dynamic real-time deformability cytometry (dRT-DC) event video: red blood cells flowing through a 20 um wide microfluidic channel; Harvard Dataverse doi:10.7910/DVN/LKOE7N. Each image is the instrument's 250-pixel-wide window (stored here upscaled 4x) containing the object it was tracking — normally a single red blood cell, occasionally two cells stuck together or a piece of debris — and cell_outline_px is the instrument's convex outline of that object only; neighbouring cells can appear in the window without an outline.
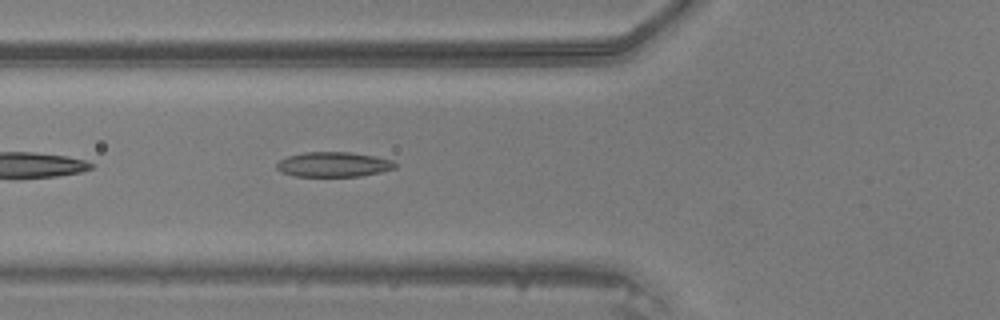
{"species": "common noctule bat (a hibernating species)", "species_latin": "Nyctalus noctula", "temperature_condition": "warm", "stored_images_in_passage": 36, "camera_frame_rate_fps": 3000, "um_per_image_px": 0.085, "animal": {"sex": "male", "body_mass_g": 20.5, "forearm_length_mm": 52.5}, "frame": {"image": 1, "passage_image": 6, "time_ms": 1.667, "image_size_px": [1000, 320], "cell_outline_px": [[400, 164], [396, 168], [380, 172], [360, 176], [296, 176], [280, 172], [276, 168], [276, 164], [280, 160], [288, 156], [304, 152], [348, 152], [376, 156], [392, 160]], "centroid_in_image_um": [28.38, 13.97], "position_along_channel_um": 97.4, "area_um2": 17.28}}
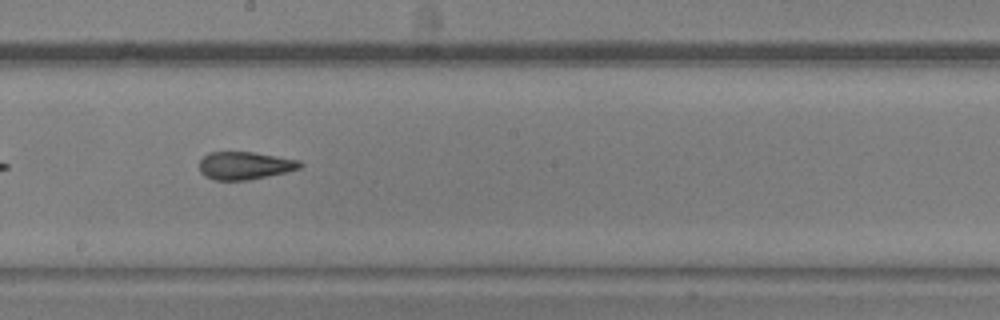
{"frame": {"image": 2, "passage_image": 15, "time_ms": 4.667, "image_size_px": [1000, 320], "cell_outline_px": [[304, 164], [300, 168], [288, 172], [248, 180], [212, 180], [204, 176], [200, 172], [200, 160], [208, 152], [252, 152], [300, 160]], "centroid_in_image_um": [20.82, 14.08], "position_along_channel_um": 227.4, "area_um2": 16.42}}
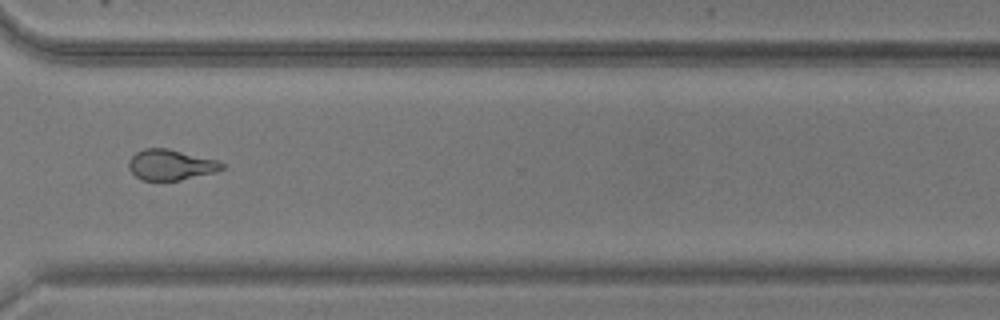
{"frame": {"image": 3, "passage_image": 24, "time_ms": 7.667, "image_size_px": [1000, 320], "cell_outline_px": [[224, 168], [216, 172], [180, 180], [144, 180], [136, 176], [128, 168], [128, 160], [136, 152], [144, 148], [168, 148], [216, 160], [224, 164]], "centroid_in_image_um": [14.49, 14.0], "position_along_channel_um": 356.1, "area_um2": 16.53}}